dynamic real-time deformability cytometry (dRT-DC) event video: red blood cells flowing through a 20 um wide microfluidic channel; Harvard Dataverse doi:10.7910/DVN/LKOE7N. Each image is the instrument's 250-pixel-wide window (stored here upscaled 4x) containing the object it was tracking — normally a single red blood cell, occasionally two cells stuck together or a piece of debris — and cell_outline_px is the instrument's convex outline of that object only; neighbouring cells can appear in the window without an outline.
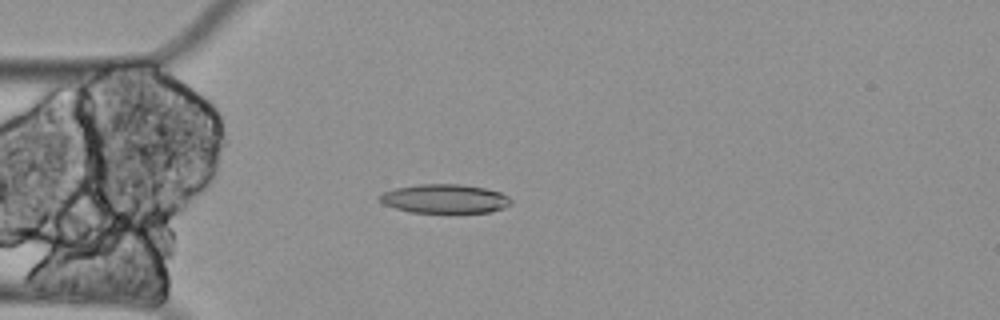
{"species": "Egyptian fruit bat (a non-hibernating species)", "species_latin": "Rousettus aegyptiacus", "temperature_condition": "cold", "stored_images_in_passage": 53, "camera_frame_rate_fps": 3000, "um_per_image_px": 0.085, "animal": {"sex": "female"}, "frame": {"image": 1, "passage_image": 9, "time_ms": 2.667, "image_size_px": [1000, 320], "cell_outline_px": [[512, 204], [504, 208], [488, 212], [412, 212], [396, 208], [384, 204], [376, 196], [384, 192], [396, 188], [420, 184], [460, 184], [484, 188], [500, 192], [508, 196], [512, 200]], "centroid_in_image_um": [37.82, 16.89], "position_along_channel_um": 47.2, "area_um2": 22.02}}
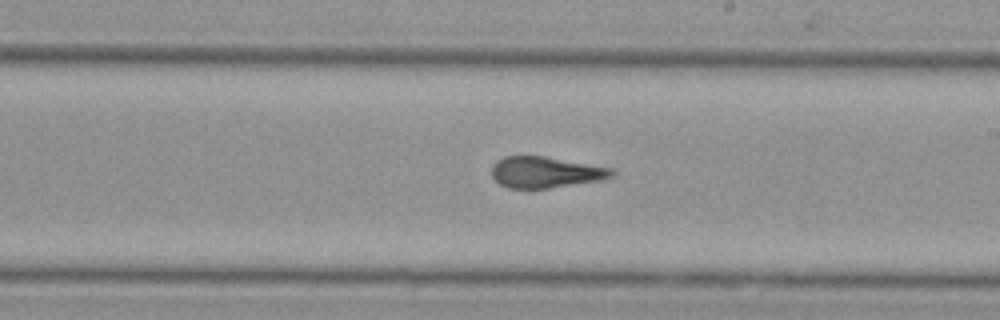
{"frame": {"image": 2, "passage_image": 27, "time_ms": 8.667, "image_size_px": [1000, 320], "cell_outline_px": [[616, 172], [612, 176], [600, 180], [548, 188], [508, 188], [500, 184], [492, 176], [492, 164], [496, 160], [504, 156], [544, 156], [612, 168]], "centroid_in_image_um": [46.34, 14.63], "position_along_channel_um": 242.7, "area_um2": 21.68}}
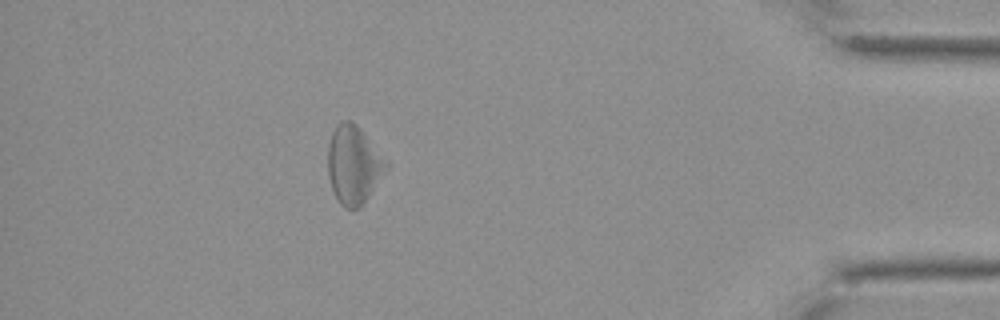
{"frame": {"image": 3, "passage_image": 46, "time_ms": 15.0, "image_size_px": [1000, 320], "cell_outline_px": [[388, 164], [364, 204], [360, 208], [344, 208], [340, 204], [332, 188], [328, 176], [328, 144], [332, 132], [336, 124], [344, 120], [348, 120], [356, 124]], "centroid_in_image_um": [30.0, 14.02], "position_along_channel_um": 405.2, "area_um2": 25.89}, "authors_computed_cell_mechanics": {"area_um2": 23.2356, "velocity_mm_per_s": 3.3098, "shape_relaxation_time_tau1_ms": null, "shape_relaxation_time_tau2_ms": 2.3547, "deformation_change_tau1": null, "deformation_change_tau2": 0.1267}}